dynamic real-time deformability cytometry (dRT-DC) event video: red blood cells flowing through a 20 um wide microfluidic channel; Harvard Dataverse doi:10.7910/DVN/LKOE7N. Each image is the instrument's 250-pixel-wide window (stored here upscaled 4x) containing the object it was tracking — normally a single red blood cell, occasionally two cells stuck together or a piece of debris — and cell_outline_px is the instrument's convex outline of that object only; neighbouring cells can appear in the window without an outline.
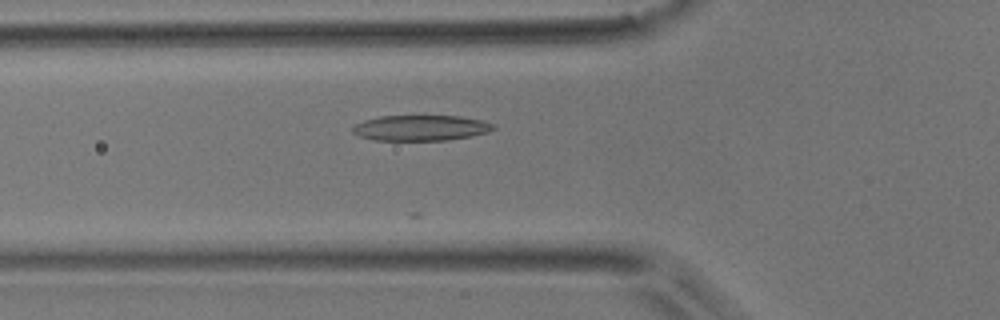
{"species": "common noctule bat (a hibernating species)", "species_latin": "Nyctalus noctula", "temperature_condition": "room temperature", "stored_images_in_passage": 10, "camera_frame_rate_fps": 3000, "um_per_image_px": 0.085, "animal": {"sex": "male", "body_mass_g": 17.9}, "frame": {"image": 1, "passage_image": 3, "time_ms": 0.667, "image_size_px": [1000, 320], "cell_outline_px": [[496, 128], [488, 132], [472, 136], [448, 140], [376, 140], [360, 136], [352, 132], [352, 124], [364, 120], [380, 116], [460, 116], [484, 120], [496, 124]], "centroid_in_image_um": [35.8, 10.86], "position_along_channel_um": 90.0, "area_um2": 21.15}}
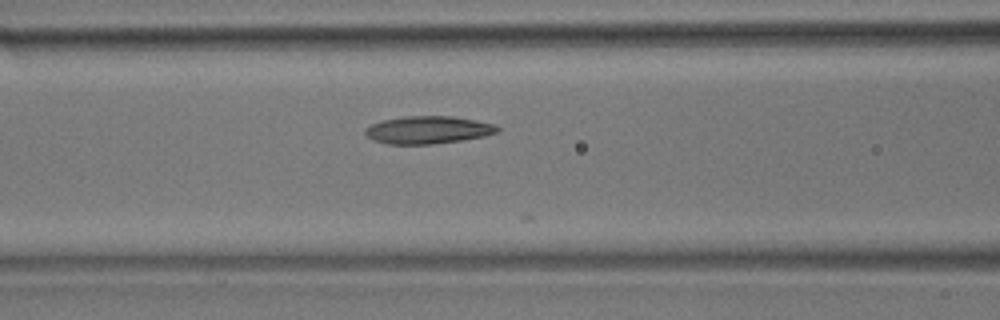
{"frame": {"image": 2, "passage_image": 6, "time_ms": 1.667, "image_size_px": [1000, 320], "cell_outline_px": [[500, 132], [484, 136], [460, 140], [432, 144], [388, 144], [372, 140], [364, 132], [364, 128], [372, 124], [384, 120], [404, 116], [452, 116], [476, 120], [496, 124], [500, 128]], "centroid_in_image_um": [36.4, 11.04], "position_along_channel_um": 130.2, "area_um2": 21.33}}
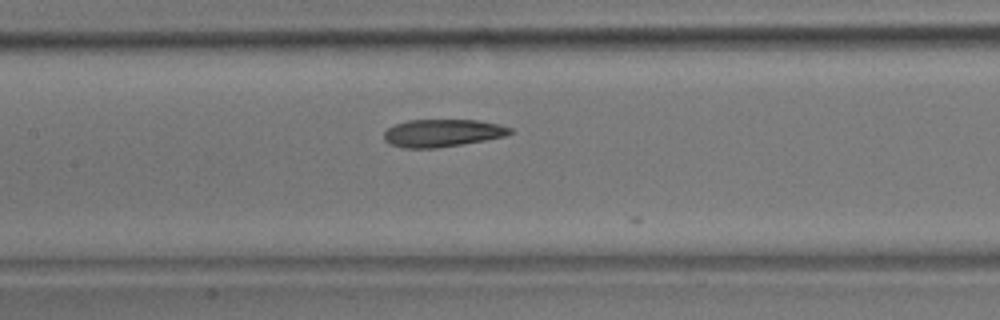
{"frame": {"image": 3, "passage_image": 9, "time_ms": 2.667, "image_size_px": [1000, 320], "cell_outline_px": [[512, 132], [504, 136], [484, 140], [436, 148], [404, 148], [388, 144], [384, 140], [384, 132], [388, 128], [396, 124], [408, 120], [476, 120], [496, 124], [512, 128]], "centroid_in_image_um": [37.55, 11.31], "position_along_channel_um": 169.9, "area_um2": 20.06}}